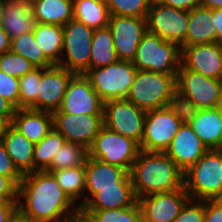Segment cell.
Wrapping results in <instances>:
<instances>
[{"instance_id":"6da1fadb","label":"cell","mask_w":222,"mask_h":222,"mask_svg":"<svg viewBox=\"0 0 222 222\" xmlns=\"http://www.w3.org/2000/svg\"><path fill=\"white\" fill-rule=\"evenodd\" d=\"M18 212L38 222H74L80 208L46 171L23 175L18 186Z\"/></svg>"},{"instance_id":"7a4b0ae2","label":"cell","mask_w":222,"mask_h":222,"mask_svg":"<svg viewBox=\"0 0 222 222\" xmlns=\"http://www.w3.org/2000/svg\"><path fill=\"white\" fill-rule=\"evenodd\" d=\"M129 174L137 199L184 185L183 172L165 152L140 150Z\"/></svg>"},{"instance_id":"3957f363","label":"cell","mask_w":222,"mask_h":222,"mask_svg":"<svg viewBox=\"0 0 222 222\" xmlns=\"http://www.w3.org/2000/svg\"><path fill=\"white\" fill-rule=\"evenodd\" d=\"M184 188L193 200H216L222 195V149H209L183 173Z\"/></svg>"},{"instance_id":"277c9868","label":"cell","mask_w":222,"mask_h":222,"mask_svg":"<svg viewBox=\"0 0 222 222\" xmlns=\"http://www.w3.org/2000/svg\"><path fill=\"white\" fill-rule=\"evenodd\" d=\"M176 76L137 70L126 99L144 111L166 107L177 91Z\"/></svg>"},{"instance_id":"5b68a950","label":"cell","mask_w":222,"mask_h":222,"mask_svg":"<svg viewBox=\"0 0 222 222\" xmlns=\"http://www.w3.org/2000/svg\"><path fill=\"white\" fill-rule=\"evenodd\" d=\"M132 63L137 70L177 74L181 65V48L147 31L137 47Z\"/></svg>"},{"instance_id":"8992f818","label":"cell","mask_w":222,"mask_h":222,"mask_svg":"<svg viewBox=\"0 0 222 222\" xmlns=\"http://www.w3.org/2000/svg\"><path fill=\"white\" fill-rule=\"evenodd\" d=\"M137 73L131 61L118 60L105 67L90 68L84 75L105 102L126 99Z\"/></svg>"},{"instance_id":"52a82bcc","label":"cell","mask_w":222,"mask_h":222,"mask_svg":"<svg viewBox=\"0 0 222 222\" xmlns=\"http://www.w3.org/2000/svg\"><path fill=\"white\" fill-rule=\"evenodd\" d=\"M139 151L140 145L136 141L103 126L88 148V157L130 172Z\"/></svg>"},{"instance_id":"ba28073f","label":"cell","mask_w":222,"mask_h":222,"mask_svg":"<svg viewBox=\"0 0 222 222\" xmlns=\"http://www.w3.org/2000/svg\"><path fill=\"white\" fill-rule=\"evenodd\" d=\"M94 30L71 19L63 26V50L59 66L74 74H85L90 69L91 43Z\"/></svg>"},{"instance_id":"9c48e42d","label":"cell","mask_w":222,"mask_h":222,"mask_svg":"<svg viewBox=\"0 0 222 222\" xmlns=\"http://www.w3.org/2000/svg\"><path fill=\"white\" fill-rule=\"evenodd\" d=\"M189 11L162 5L152 0L146 16L147 31L165 41L185 47Z\"/></svg>"},{"instance_id":"30bf717a","label":"cell","mask_w":222,"mask_h":222,"mask_svg":"<svg viewBox=\"0 0 222 222\" xmlns=\"http://www.w3.org/2000/svg\"><path fill=\"white\" fill-rule=\"evenodd\" d=\"M145 117L146 111L127 99H111L104 102V126L131 138L139 145L142 141Z\"/></svg>"},{"instance_id":"8fae6325","label":"cell","mask_w":222,"mask_h":222,"mask_svg":"<svg viewBox=\"0 0 222 222\" xmlns=\"http://www.w3.org/2000/svg\"><path fill=\"white\" fill-rule=\"evenodd\" d=\"M181 125L168 106L146 111L140 150L165 152Z\"/></svg>"},{"instance_id":"7c38bea8","label":"cell","mask_w":222,"mask_h":222,"mask_svg":"<svg viewBox=\"0 0 222 222\" xmlns=\"http://www.w3.org/2000/svg\"><path fill=\"white\" fill-rule=\"evenodd\" d=\"M53 128L60 132L66 142L79 143L87 149L92 145L104 126L103 115H74L62 111L52 112Z\"/></svg>"},{"instance_id":"4fadbf2b","label":"cell","mask_w":222,"mask_h":222,"mask_svg":"<svg viewBox=\"0 0 222 222\" xmlns=\"http://www.w3.org/2000/svg\"><path fill=\"white\" fill-rule=\"evenodd\" d=\"M176 86L177 92L191 99L199 109H213L217 105L221 80L205 77L181 64Z\"/></svg>"},{"instance_id":"5bb4252c","label":"cell","mask_w":222,"mask_h":222,"mask_svg":"<svg viewBox=\"0 0 222 222\" xmlns=\"http://www.w3.org/2000/svg\"><path fill=\"white\" fill-rule=\"evenodd\" d=\"M108 27L112 32L118 59L132 62L147 32L146 18L110 15Z\"/></svg>"},{"instance_id":"9a60e30c","label":"cell","mask_w":222,"mask_h":222,"mask_svg":"<svg viewBox=\"0 0 222 222\" xmlns=\"http://www.w3.org/2000/svg\"><path fill=\"white\" fill-rule=\"evenodd\" d=\"M104 101L84 74H75L68 83L61 106L56 111L69 114L103 115Z\"/></svg>"},{"instance_id":"2e32d148","label":"cell","mask_w":222,"mask_h":222,"mask_svg":"<svg viewBox=\"0 0 222 222\" xmlns=\"http://www.w3.org/2000/svg\"><path fill=\"white\" fill-rule=\"evenodd\" d=\"M190 199L184 185L172 192L151 194L137 199L142 222H173Z\"/></svg>"},{"instance_id":"e0dca14e","label":"cell","mask_w":222,"mask_h":222,"mask_svg":"<svg viewBox=\"0 0 222 222\" xmlns=\"http://www.w3.org/2000/svg\"><path fill=\"white\" fill-rule=\"evenodd\" d=\"M75 74L59 65L41 68L37 101L30 109L54 112L61 106L68 83Z\"/></svg>"},{"instance_id":"ac0fdd59","label":"cell","mask_w":222,"mask_h":222,"mask_svg":"<svg viewBox=\"0 0 222 222\" xmlns=\"http://www.w3.org/2000/svg\"><path fill=\"white\" fill-rule=\"evenodd\" d=\"M137 202L130 174L117 187L85 188V204L80 210H106L133 206Z\"/></svg>"},{"instance_id":"d6986e66","label":"cell","mask_w":222,"mask_h":222,"mask_svg":"<svg viewBox=\"0 0 222 222\" xmlns=\"http://www.w3.org/2000/svg\"><path fill=\"white\" fill-rule=\"evenodd\" d=\"M181 64L205 77L221 80V45L216 42L185 46L181 48Z\"/></svg>"},{"instance_id":"ffe728a7","label":"cell","mask_w":222,"mask_h":222,"mask_svg":"<svg viewBox=\"0 0 222 222\" xmlns=\"http://www.w3.org/2000/svg\"><path fill=\"white\" fill-rule=\"evenodd\" d=\"M208 150L191 126L182 124L165 153L184 173Z\"/></svg>"},{"instance_id":"44dd1931","label":"cell","mask_w":222,"mask_h":222,"mask_svg":"<svg viewBox=\"0 0 222 222\" xmlns=\"http://www.w3.org/2000/svg\"><path fill=\"white\" fill-rule=\"evenodd\" d=\"M11 125L36 144L53 128V117L48 111L20 108L12 117Z\"/></svg>"},{"instance_id":"7402d4cb","label":"cell","mask_w":222,"mask_h":222,"mask_svg":"<svg viewBox=\"0 0 222 222\" xmlns=\"http://www.w3.org/2000/svg\"><path fill=\"white\" fill-rule=\"evenodd\" d=\"M36 20L30 0H5L2 29L12 40L20 35L32 32Z\"/></svg>"},{"instance_id":"603a6c76","label":"cell","mask_w":222,"mask_h":222,"mask_svg":"<svg viewBox=\"0 0 222 222\" xmlns=\"http://www.w3.org/2000/svg\"><path fill=\"white\" fill-rule=\"evenodd\" d=\"M2 141L6 152L22 175L34 172V143L12 125L7 128Z\"/></svg>"},{"instance_id":"cb8c5ba5","label":"cell","mask_w":222,"mask_h":222,"mask_svg":"<svg viewBox=\"0 0 222 222\" xmlns=\"http://www.w3.org/2000/svg\"><path fill=\"white\" fill-rule=\"evenodd\" d=\"M208 149H222V112L216 108L199 109L189 123Z\"/></svg>"},{"instance_id":"d4e9b609","label":"cell","mask_w":222,"mask_h":222,"mask_svg":"<svg viewBox=\"0 0 222 222\" xmlns=\"http://www.w3.org/2000/svg\"><path fill=\"white\" fill-rule=\"evenodd\" d=\"M213 10L198 6L189 11L185 46L217 42L216 28L211 26Z\"/></svg>"},{"instance_id":"484cf974","label":"cell","mask_w":222,"mask_h":222,"mask_svg":"<svg viewBox=\"0 0 222 222\" xmlns=\"http://www.w3.org/2000/svg\"><path fill=\"white\" fill-rule=\"evenodd\" d=\"M128 173L118 166L88 157L85 163V188L117 187Z\"/></svg>"},{"instance_id":"4316f807","label":"cell","mask_w":222,"mask_h":222,"mask_svg":"<svg viewBox=\"0 0 222 222\" xmlns=\"http://www.w3.org/2000/svg\"><path fill=\"white\" fill-rule=\"evenodd\" d=\"M36 22L64 26L73 19V0H30Z\"/></svg>"},{"instance_id":"83f0119b","label":"cell","mask_w":222,"mask_h":222,"mask_svg":"<svg viewBox=\"0 0 222 222\" xmlns=\"http://www.w3.org/2000/svg\"><path fill=\"white\" fill-rule=\"evenodd\" d=\"M33 34L45 57L53 65H59L63 50V26L36 22Z\"/></svg>"},{"instance_id":"f1b7e54d","label":"cell","mask_w":222,"mask_h":222,"mask_svg":"<svg viewBox=\"0 0 222 222\" xmlns=\"http://www.w3.org/2000/svg\"><path fill=\"white\" fill-rule=\"evenodd\" d=\"M50 173L55 177L61 189L81 208L85 204V164L50 171Z\"/></svg>"},{"instance_id":"f546056e","label":"cell","mask_w":222,"mask_h":222,"mask_svg":"<svg viewBox=\"0 0 222 222\" xmlns=\"http://www.w3.org/2000/svg\"><path fill=\"white\" fill-rule=\"evenodd\" d=\"M110 13L106 2L73 0V19L96 30L108 26Z\"/></svg>"},{"instance_id":"4dcf8cb0","label":"cell","mask_w":222,"mask_h":222,"mask_svg":"<svg viewBox=\"0 0 222 222\" xmlns=\"http://www.w3.org/2000/svg\"><path fill=\"white\" fill-rule=\"evenodd\" d=\"M118 60L110 28L107 26L94 30L91 43L90 68L105 67Z\"/></svg>"},{"instance_id":"1f68e13d","label":"cell","mask_w":222,"mask_h":222,"mask_svg":"<svg viewBox=\"0 0 222 222\" xmlns=\"http://www.w3.org/2000/svg\"><path fill=\"white\" fill-rule=\"evenodd\" d=\"M65 142V137L52 128L39 143L35 144L33 153L34 171H46Z\"/></svg>"},{"instance_id":"d6a6232c","label":"cell","mask_w":222,"mask_h":222,"mask_svg":"<svg viewBox=\"0 0 222 222\" xmlns=\"http://www.w3.org/2000/svg\"><path fill=\"white\" fill-rule=\"evenodd\" d=\"M10 50L29 60L35 68H48L53 66L37 45L33 31L12 39Z\"/></svg>"},{"instance_id":"836d02e7","label":"cell","mask_w":222,"mask_h":222,"mask_svg":"<svg viewBox=\"0 0 222 222\" xmlns=\"http://www.w3.org/2000/svg\"><path fill=\"white\" fill-rule=\"evenodd\" d=\"M80 214L89 222H142V214L138 202L127 208L80 210Z\"/></svg>"},{"instance_id":"e575fe53","label":"cell","mask_w":222,"mask_h":222,"mask_svg":"<svg viewBox=\"0 0 222 222\" xmlns=\"http://www.w3.org/2000/svg\"><path fill=\"white\" fill-rule=\"evenodd\" d=\"M87 158L88 149L85 146L79 143L65 142L58 150L46 172L82 166L86 163Z\"/></svg>"},{"instance_id":"d590c367","label":"cell","mask_w":222,"mask_h":222,"mask_svg":"<svg viewBox=\"0 0 222 222\" xmlns=\"http://www.w3.org/2000/svg\"><path fill=\"white\" fill-rule=\"evenodd\" d=\"M41 68H35L19 78V109L30 108L37 101Z\"/></svg>"},{"instance_id":"8d00e7d4","label":"cell","mask_w":222,"mask_h":222,"mask_svg":"<svg viewBox=\"0 0 222 222\" xmlns=\"http://www.w3.org/2000/svg\"><path fill=\"white\" fill-rule=\"evenodd\" d=\"M152 0H107L110 15L146 18Z\"/></svg>"},{"instance_id":"74e56055","label":"cell","mask_w":222,"mask_h":222,"mask_svg":"<svg viewBox=\"0 0 222 222\" xmlns=\"http://www.w3.org/2000/svg\"><path fill=\"white\" fill-rule=\"evenodd\" d=\"M34 69V65L29 60L11 50L0 55V70L10 76L20 78Z\"/></svg>"},{"instance_id":"f35d334b","label":"cell","mask_w":222,"mask_h":222,"mask_svg":"<svg viewBox=\"0 0 222 222\" xmlns=\"http://www.w3.org/2000/svg\"><path fill=\"white\" fill-rule=\"evenodd\" d=\"M168 107L182 124H189L199 111V108L191 99L183 96L177 91L169 101Z\"/></svg>"},{"instance_id":"ab89813d","label":"cell","mask_w":222,"mask_h":222,"mask_svg":"<svg viewBox=\"0 0 222 222\" xmlns=\"http://www.w3.org/2000/svg\"><path fill=\"white\" fill-rule=\"evenodd\" d=\"M173 222H204V201L189 199Z\"/></svg>"},{"instance_id":"60d3db41","label":"cell","mask_w":222,"mask_h":222,"mask_svg":"<svg viewBox=\"0 0 222 222\" xmlns=\"http://www.w3.org/2000/svg\"><path fill=\"white\" fill-rule=\"evenodd\" d=\"M0 96L19 109V78L10 76L0 70Z\"/></svg>"},{"instance_id":"b9f144b4","label":"cell","mask_w":222,"mask_h":222,"mask_svg":"<svg viewBox=\"0 0 222 222\" xmlns=\"http://www.w3.org/2000/svg\"><path fill=\"white\" fill-rule=\"evenodd\" d=\"M0 174L9 177L17 186L23 178V175L15 167L11 157L6 152L2 140H0Z\"/></svg>"},{"instance_id":"7bdbcfd3","label":"cell","mask_w":222,"mask_h":222,"mask_svg":"<svg viewBox=\"0 0 222 222\" xmlns=\"http://www.w3.org/2000/svg\"><path fill=\"white\" fill-rule=\"evenodd\" d=\"M204 222H222V205L217 200H204Z\"/></svg>"},{"instance_id":"ee69618b","label":"cell","mask_w":222,"mask_h":222,"mask_svg":"<svg viewBox=\"0 0 222 222\" xmlns=\"http://www.w3.org/2000/svg\"><path fill=\"white\" fill-rule=\"evenodd\" d=\"M0 200H18V186L9 177L1 174Z\"/></svg>"},{"instance_id":"f6af8a7d","label":"cell","mask_w":222,"mask_h":222,"mask_svg":"<svg viewBox=\"0 0 222 222\" xmlns=\"http://www.w3.org/2000/svg\"><path fill=\"white\" fill-rule=\"evenodd\" d=\"M18 200H0V222H11L18 212Z\"/></svg>"},{"instance_id":"bcb514c9","label":"cell","mask_w":222,"mask_h":222,"mask_svg":"<svg viewBox=\"0 0 222 222\" xmlns=\"http://www.w3.org/2000/svg\"><path fill=\"white\" fill-rule=\"evenodd\" d=\"M162 5L174 7L177 9L190 11L193 8L200 6V0H157Z\"/></svg>"},{"instance_id":"7dc6e473","label":"cell","mask_w":222,"mask_h":222,"mask_svg":"<svg viewBox=\"0 0 222 222\" xmlns=\"http://www.w3.org/2000/svg\"><path fill=\"white\" fill-rule=\"evenodd\" d=\"M211 26L216 28L217 43L222 45V8L213 10Z\"/></svg>"},{"instance_id":"c3c4849f","label":"cell","mask_w":222,"mask_h":222,"mask_svg":"<svg viewBox=\"0 0 222 222\" xmlns=\"http://www.w3.org/2000/svg\"><path fill=\"white\" fill-rule=\"evenodd\" d=\"M16 110L17 108L11 102L0 96V116H6L11 121Z\"/></svg>"},{"instance_id":"681fc988","label":"cell","mask_w":222,"mask_h":222,"mask_svg":"<svg viewBox=\"0 0 222 222\" xmlns=\"http://www.w3.org/2000/svg\"><path fill=\"white\" fill-rule=\"evenodd\" d=\"M11 49V39L9 35L0 27V55L10 51Z\"/></svg>"},{"instance_id":"f907efd6","label":"cell","mask_w":222,"mask_h":222,"mask_svg":"<svg viewBox=\"0 0 222 222\" xmlns=\"http://www.w3.org/2000/svg\"><path fill=\"white\" fill-rule=\"evenodd\" d=\"M200 6L212 10L222 8V0H200Z\"/></svg>"},{"instance_id":"816d5d0a","label":"cell","mask_w":222,"mask_h":222,"mask_svg":"<svg viewBox=\"0 0 222 222\" xmlns=\"http://www.w3.org/2000/svg\"><path fill=\"white\" fill-rule=\"evenodd\" d=\"M10 125L11 121L6 116H0V140H2Z\"/></svg>"},{"instance_id":"f5cc1de1","label":"cell","mask_w":222,"mask_h":222,"mask_svg":"<svg viewBox=\"0 0 222 222\" xmlns=\"http://www.w3.org/2000/svg\"><path fill=\"white\" fill-rule=\"evenodd\" d=\"M11 222H38V221H35V220H32V219H28V218L22 216L19 212H17L13 216Z\"/></svg>"},{"instance_id":"db71d44e","label":"cell","mask_w":222,"mask_h":222,"mask_svg":"<svg viewBox=\"0 0 222 222\" xmlns=\"http://www.w3.org/2000/svg\"><path fill=\"white\" fill-rule=\"evenodd\" d=\"M215 108L222 112V80H221V87L219 91L218 101Z\"/></svg>"},{"instance_id":"11a10c76","label":"cell","mask_w":222,"mask_h":222,"mask_svg":"<svg viewBox=\"0 0 222 222\" xmlns=\"http://www.w3.org/2000/svg\"><path fill=\"white\" fill-rule=\"evenodd\" d=\"M4 9H5V0H0V27L2 26L3 23Z\"/></svg>"},{"instance_id":"9f6ffc18","label":"cell","mask_w":222,"mask_h":222,"mask_svg":"<svg viewBox=\"0 0 222 222\" xmlns=\"http://www.w3.org/2000/svg\"><path fill=\"white\" fill-rule=\"evenodd\" d=\"M74 222H89L82 214H79Z\"/></svg>"},{"instance_id":"6f0895ef","label":"cell","mask_w":222,"mask_h":222,"mask_svg":"<svg viewBox=\"0 0 222 222\" xmlns=\"http://www.w3.org/2000/svg\"><path fill=\"white\" fill-rule=\"evenodd\" d=\"M222 205V195L216 199Z\"/></svg>"},{"instance_id":"680465c9","label":"cell","mask_w":222,"mask_h":222,"mask_svg":"<svg viewBox=\"0 0 222 222\" xmlns=\"http://www.w3.org/2000/svg\"><path fill=\"white\" fill-rule=\"evenodd\" d=\"M91 1L106 2L107 0H91Z\"/></svg>"}]
</instances>
